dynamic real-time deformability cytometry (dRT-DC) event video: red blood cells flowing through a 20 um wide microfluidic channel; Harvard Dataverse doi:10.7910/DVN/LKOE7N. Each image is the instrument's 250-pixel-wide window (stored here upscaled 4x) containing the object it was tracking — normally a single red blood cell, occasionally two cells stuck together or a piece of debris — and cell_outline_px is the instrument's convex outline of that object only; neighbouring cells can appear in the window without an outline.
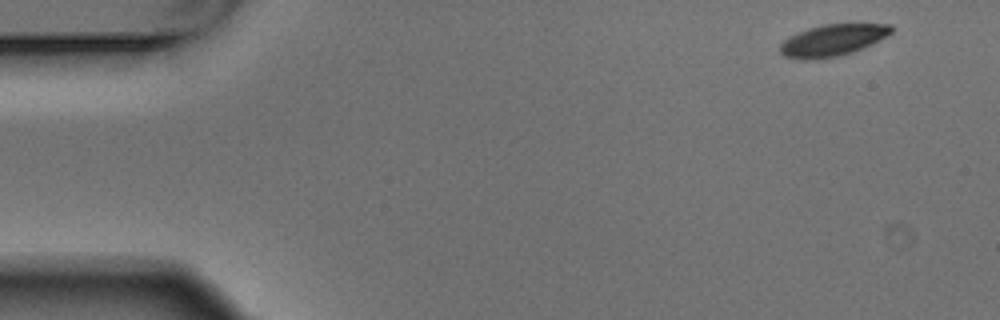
{"species": "Egyptian fruit bat (a non-hibernating species)", "species_latin": "Rousettus aegyptiacus", "temperature_condition": "warm", "stored_images_in_passage": 6, "camera_frame_rate_fps": 3000, "um_per_image_px": 0.085, "animal": {"sex": "male"}, "frame": {"image": 1, "passage_image": 1, "time_ms": 0.0, "image_size_px": [1000, 320], "cell_outline_px": [[892, 32], [852, 52], [836, 56], [816, 60], [800, 60], [784, 56], [780, 52], [780, 44], [788, 36], [808, 28], [824, 24], [892, 24]], "centroid_in_image_um": [70.68, 3.42], "position_along_channel_um": 14.3, "area_um2": 20.23}}
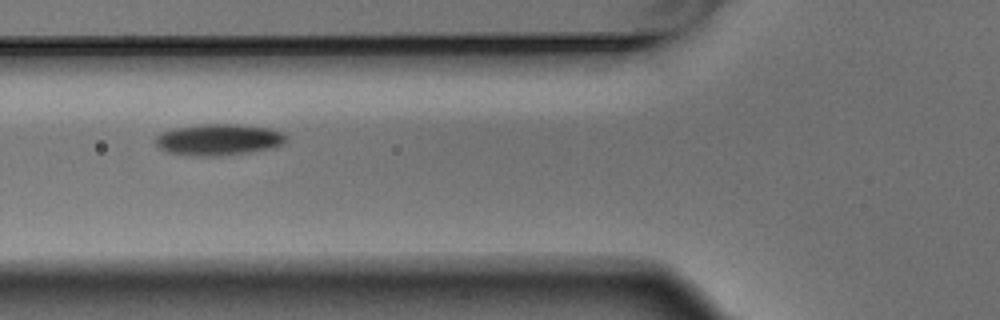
{"frame": {"image": 2, "passage_image": 5, "time_ms": 1.333, "image_size_px": [1000, 320], "cell_outline_px": [[288, 140], [284, 144], [276, 148], [248, 152], [216, 156], [192, 156], [168, 152], [160, 148], [156, 144], [156, 136], [164, 132], [176, 128], [204, 124], [236, 124], [268, 128], [284, 132], [288, 136]], "centroid_in_image_um": [18.67, 11.87], "position_along_channel_um": 107.1, "area_um2": 23.93}}
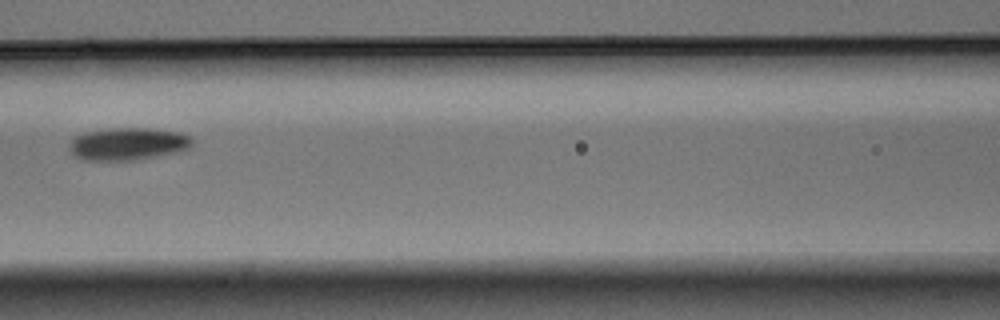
{"frame": {"image": 3, "passage_image": 6, "time_ms": 1.667, "image_size_px": [1000, 320], "cell_outline_px": [[192, 144], [188, 148], [176, 152], [160, 156], [136, 160], [84, 160], [76, 156], [68, 148], [72, 140], [76, 136], [84, 132], [112, 128], [148, 128], [176, 132], [188, 136], [192, 140]], "centroid_in_image_um": [10.85, 12.24], "position_along_channel_um": 155.8, "area_um2": 23.06}}